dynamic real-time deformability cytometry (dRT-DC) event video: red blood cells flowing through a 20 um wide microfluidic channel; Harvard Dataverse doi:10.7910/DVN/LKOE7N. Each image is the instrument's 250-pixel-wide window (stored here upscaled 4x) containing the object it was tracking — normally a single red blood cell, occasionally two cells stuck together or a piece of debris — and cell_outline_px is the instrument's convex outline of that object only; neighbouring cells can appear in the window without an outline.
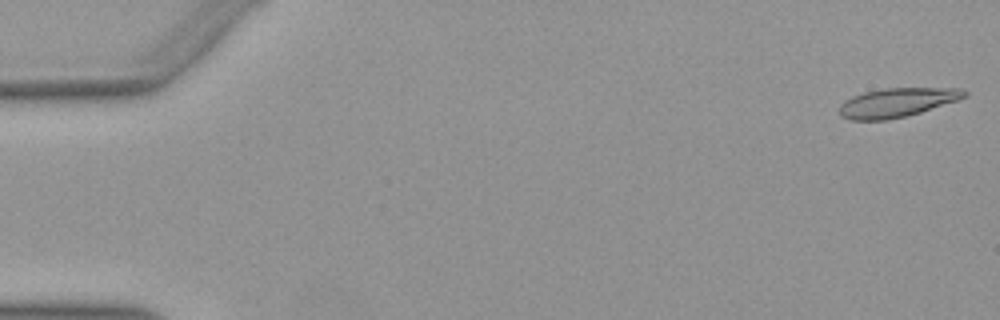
{"species": "Egyptian fruit bat (a non-hibernating species)", "species_latin": "Rousettus aegyptiacus", "temperature_condition": "warm", "stored_images_in_passage": 52, "camera_frame_rate_fps": 3000, "um_per_image_px": 0.085, "animal": {"sex": "female"}, "frame": {"image": 1, "passage_image": 1, "time_ms": 0.0, "image_size_px": [1000, 320], "cell_outline_px": [[968, 96], [960, 100], [908, 116], [888, 120], [852, 120], [840, 116], [840, 104], [844, 100], [852, 96], [864, 92], [884, 88], [960, 88], [968, 92]], "centroid_in_image_um": [76.28, 8.71], "position_along_channel_um": 8.7, "area_um2": 21.44}}
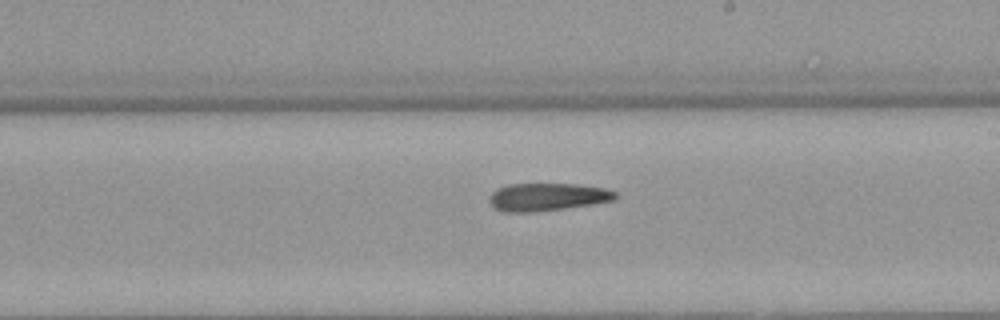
{"frame": {"image": 2, "passage_image": 30, "time_ms": 9.667, "image_size_px": [1000, 320], "cell_outline_px": [[620, 196], [616, 200], [592, 204], [564, 208], [532, 212], [504, 212], [492, 208], [488, 200], [488, 196], [496, 188], [508, 184], [576, 184], [604, 188], [616, 192]], "centroid_in_image_um": [46.49, 16.74], "position_along_channel_um": 242.5, "area_um2": 20.63}}
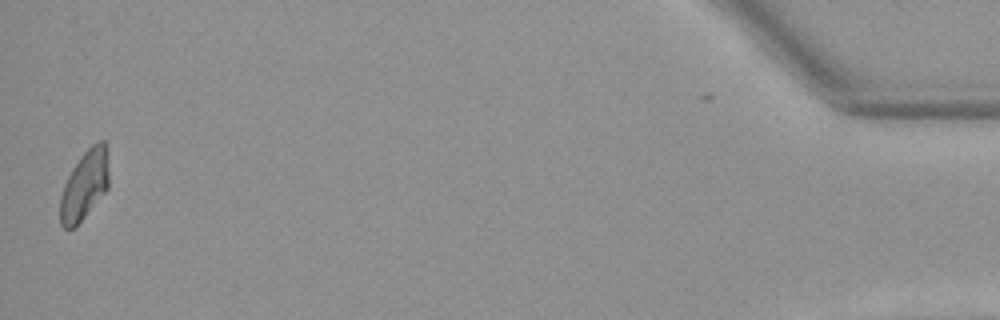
{"frame": {"image": 3, "passage_image": 51, "time_ms": 16.667, "image_size_px": [1000, 320], "cell_outline_px": [[108, 188], [84, 216], [72, 228], [64, 228], [60, 224], [60, 196], [64, 184], [72, 168], [80, 156], [92, 144], [100, 140], [104, 140], [108, 172]], "centroid_in_image_um": [7.16, 15.72], "position_along_channel_um": 428.0, "area_um2": 19.19}}